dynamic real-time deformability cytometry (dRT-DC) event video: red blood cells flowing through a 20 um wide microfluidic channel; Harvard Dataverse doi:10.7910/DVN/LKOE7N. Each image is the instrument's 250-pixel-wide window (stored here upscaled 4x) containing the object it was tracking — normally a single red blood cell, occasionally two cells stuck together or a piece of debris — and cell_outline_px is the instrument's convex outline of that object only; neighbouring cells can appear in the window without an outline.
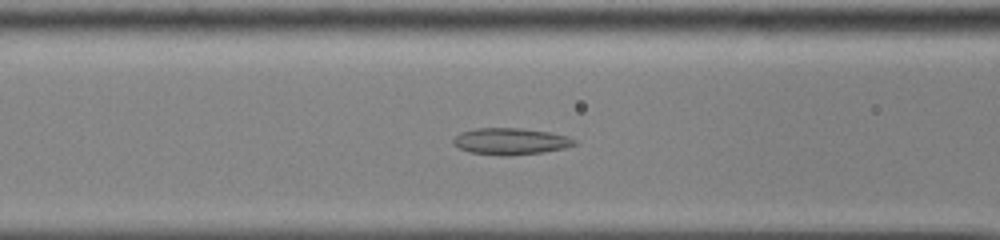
{"species": "common noctule bat (a hibernating species)", "species_latin": "Nyctalus noctula", "temperature_condition": "cold", "stored_images_in_passage": 44, "camera_frame_rate_fps": 3000, "um_per_image_px": 0.085, "animal": {"sex": "male", "body_mass_g": 13.0, "forearm_length_mm": 53.1}, "frame": {"image": 1, "passage_image": 14, "time_ms": 4.333, "image_size_px": [1000, 240], "cell_outline_px": [[576, 144], [564, 148], [540, 152], [508, 156], [468, 152], [452, 144], [452, 140], [460, 132], [476, 128], [520, 128], [548, 132], [568, 136], [576, 140]], "centroid_in_image_um": [43.37, 12.01], "position_along_channel_um": 123.2, "area_um2": 18.67}}
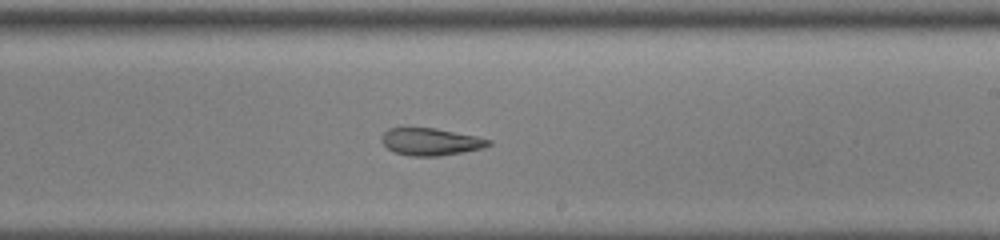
{"frame": {"image": 2, "passage_image": 24, "time_ms": 7.667, "image_size_px": [1000, 240], "cell_outline_px": [[492, 144], [484, 148], [440, 156], [412, 156], [396, 152], [388, 148], [380, 140], [380, 136], [388, 128], [436, 128], [476, 136], [492, 140]], "centroid_in_image_um": [36.62, 12.04], "position_along_channel_um": 252.4, "area_um2": 16.99}}
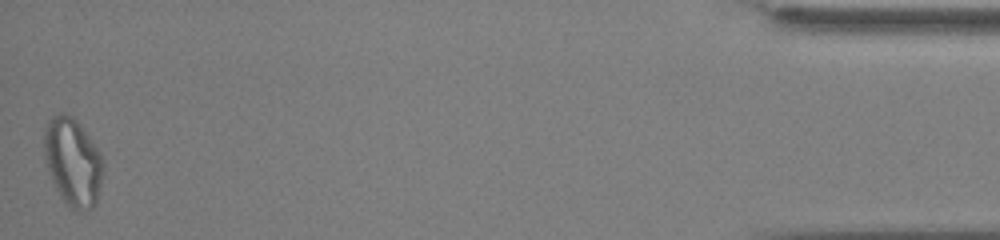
{"frame": {"image": 3, "passage_image": 44, "time_ms": 14.333, "image_size_px": [1000, 240], "cell_outline_px": [[104, 168], [96, 204], [92, 208], [84, 212], [80, 212], [64, 204], [52, 180], [44, 156], [44, 128], [48, 120], [52, 116], [60, 112], [64, 112], [72, 116], [80, 124], [100, 152], [104, 160]], "centroid_in_image_um": [6.2, 13.77], "position_along_channel_um": 429.0, "area_um2": 30.58}, "authors_computed_cell_mechanics": {"area_um2": 20.4612, "velocity_mm_per_s": 3.8823, "shape_relaxation_time_tau1_ms": null, "shape_relaxation_time_tau2_ms": 4.0366, "deformation_change_tau1": null, "deformation_change_tau2": 0.1077}}